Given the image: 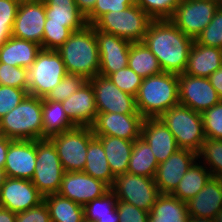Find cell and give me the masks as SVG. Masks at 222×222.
<instances>
[{
  "label": "cell",
  "mask_w": 222,
  "mask_h": 222,
  "mask_svg": "<svg viewBox=\"0 0 222 222\" xmlns=\"http://www.w3.org/2000/svg\"><path fill=\"white\" fill-rule=\"evenodd\" d=\"M28 94V89L0 85V119L15 108Z\"/></svg>",
  "instance_id": "obj_46"
},
{
  "label": "cell",
  "mask_w": 222,
  "mask_h": 222,
  "mask_svg": "<svg viewBox=\"0 0 222 222\" xmlns=\"http://www.w3.org/2000/svg\"><path fill=\"white\" fill-rule=\"evenodd\" d=\"M43 1L45 2V23L65 24L73 32L88 25L85 16L79 11L74 0Z\"/></svg>",
  "instance_id": "obj_25"
},
{
  "label": "cell",
  "mask_w": 222,
  "mask_h": 222,
  "mask_svg": "<svg viewBox=\"0 0 222 222\" xmlns=\"http://www.w3.org/2000/svg\"><path fill=\"white\" fill-rule=\"evenodd\" d=\"M101 143L106 154L112 174L127 173L134 141L113 136H95Z\"/></svg>",
  "instance_id": "obj_27"
},
{
  "label": "cell",
  "mask_w": 222,
  "mask_h": 222,
  "mask_svg": "<svg viewBox=\"0 0 222 222\" xmlns=\"http://www.w3.org/2000/svg\"><path fill=\"white\" fill-rule=\"evenodd\" d=\"M108 78L123 92L137 96L143 78L139 76L129 66L118 70L108 76Z\"/></svg>",
  "instance_id": "obj_42"
},
{
  "label": "cell",
  "mask_w": 222,
  "mask_h": 222,
  "mask_svg": "<svg viewBox=\"0 0 222 222\" xmlns=\"http://www.w3.org/2000/svg\"><path fill=\"white\" fill-rule=\"evenodd\" d=\"M206 138L222 140V100L201 113Z\"/></svg>",
  "instance_id": "obj_43"
},
{
  "label": "cell",
  "mask_w": 222,
  "mask_h": 222,
  "mask_svg": "<svg viewBox=\"0 0 222 222\" xmlns=\"http://www.w3.org/2000/svg\"><path fill=\"white\" fill-rule=\"evenodd\" d=\"M36 162V140L9 139L4 165L5 177L31 180Z\"/></svg>",
  "instance_id": "obj_20"
},
{
  "label": "cell",
  "mask_w": 222,
  "mask_h": 222,
  "mask_svg": "<svg viewBox=\"0 0 222 222\" xmlns=\"http://www.w3.org/2000/svg\"><path fill=\"white\" fill-rule=\"evenodd\" d=\"M136 99L137 111L145 118H159L179 104L178 75L161 72L143 78Z\"/></svg>",
  "instance_id": "obj_3"
},
{
  "label": "cell",
  "mask_w": 222,
  "mask_h": 222,
  "mask_svg": "<svg viewBox=\"0 0 222 222\" xmlns=\"http://www.w3.org/2000/svg\"><path fill=\"white\" fill-rule=\"evenodd\" d=\"M110 187L99 179L82 172H64L58 194L82 206L102 197Z\"/></svg>",
  "instance_id": "obj_16"
},
{
  "label": "cell",
  "mask_w": 222,
  "mask_h": 222,
  "mask_svg": "<svg viewBox=\"0 0 222 222\" xmlns=\"http://www.w3.org/2000/svg\"><path fill=\"white\" fill-rule=\"evenodd\" d=\"M0 85L20 89L28 88V71L25 67H12L0 63Z\"/></svg>",
  "instance_id": "obj_44"
},
{
  "label": "cell",
  "mask_w": 222,
  "mask_h": 222,
  "mask_svg": "<svg viewBox=\"0 0 222 222\" xmlns=\"http://www.w3.org/2000/svg\"><path fill=\"white\" fill-rule=\"evenodd\" d=\"M141 114L98 113L91 126L95 136H113L135 141L141 136Z\"/></svg>",
  "instance_id": "obj_17"
},
{
  "label": "cell",
  "mask_w": 222,
  "mask_h": 222,
  "mask_svg": "<svg viewBox=\"0 0 222 222\" xmlns=\"http://www.w3.org/2000/svg\"><path fill=\"white\" fill-rule=\"evenodd\" d=\"M94 137L91 127L77 126L50 138L65 172L83 171L89 142Z\"/></svg>",
  "instance_id": "obj_9"
},
{
  "label": "cell",
  "mask_w": 222,
  "mask_h": 222,
  "mask_svg": "<svg viewBox=\"0 0 222 222\" xmlns=\"http://www.w3.org/2000/svg\"><path fill=\"white\" fill-rule=\"evenodd\" d=\"M21 0H0V48L12 37V29Z\"/></svg>",
  "instance_id": "obj_38"
},
{
  "label": "cell",
  "mask_w": 222,
  "mask_h": 222,
  "mask_svg": "<svg viewBox=\"0 0 222 222\" xmlns=\"http://www.w3.org/2000/svg\"><path fill=\"white\" fill-rule=\"evenodd\" d=\"M198 160L211 172L212 177L222 180V140L206 138L198 152Z\"/></svg>",
  "instance_id": "obj_36"
},
{
  "label": "cell",
  "mask_w": 222,
  "mask_h": 222,
  "mask_svg": "<svg viewBox=\"0 0 222 222\" xmlns=\"http://www.w3.org/2000/svg\"><path fill=\"white\" fill-rule=\"evenodd\" d=\"M73 31L65 24L45 23L42 49L58 50L71 36Z\"/></svg>",
  "instance_id": "obj_39"
},
{
  "label": "cell",
  "mask_w": 222,
  "mask_h": 222,
  "mask_svg": "<svg viewBox=\"0 0 222 222\" xmlns=\"http://www.w3.org/2000/svg\"><path fill=\"white\" fill-rule=\"evenodd\" d=\"M158 161L150 145L141 137L134 141L127 172L139 176L155 178Z\"/></svg>",
  "instance_id": "obj_32"
},
{
  "label": "cell",
  "mask_w": 222,
  "mask_h": 222,
  "mask_svg": "<svg viewBox=\"0 0 222 222\" xmlns=\"http://www.w3.org/2000/svg\"><path fill=\"white\" fill-rule=\"evenodd\" d=\"M45 21V2L43 0H21L17 9L12 36L33 41L41 45L42 48Z\"/></svg>",
  "instance_id": "obj_14"
},
{
  "label": "cell",
  "mask_w": 222,
  "mask_h": 222,
  "mask_svg": "<svg viewBox=\"0 0 222 222\" xmlns=\"http://www.w3.org/2000/svg\"><path fill=\"white\" fill-rule=\"evenodd\" d=\"M44 201L31 180L5 177L0 187V206L13 213L24 212Z\"/></svg>",
  "instance_id": "obj_15"
},
{
  "label": "cell",
  "mask_w": 222,
  "mask_h": 222,
  "mask_svg": "<svg viewBox=\"0 0 222 222\" xmlns=\"http://www.w3.org/2000/svg\"><path fill=\"white\" fill-rule=\"evenodd\" d=\"M28 71V94L45 98L66 76L64 62L56 50L42 49Z\"/></svg>",
  "instance_id": "obj_7"
},
{
  "label": "cell",
  "mask_w": 222,
  "mask_h": 222,
  "mask_svg": "<svg viewBox=\"0 0 222 222\" xmlns=\"http://www.w3.org/2000/svg\"><path fill=\"white\" fill-rule=\"evenodd\" d=\"M69 119L79 127H91L98 114L92 84L87 80L76 92L62 101Z\"/></svg>",
  "instance_id": "obj_21"
},
{
  "label": "cell",
  "mask_w": 222,
  "mask_h": 222,
  "mask_svg": "<svg viewBox=\"0 0 222 222\" xmlns=\"http://www.w3.org/2000/svg\"><path fill=\"white\" fill-rule=\"evenodd\" d=\"M82 172L103 181L110 188L114 184L115 176L112 174L107 162L102 143L96 137L89 142L86 164Z\"/></svg>",
  "instance_id": "obj_30"
},
{
  "label": "cell",
  "mask_w": 222,
  "mask_h": 222,
  "mask_svg": "<svg viewBox=\"0 0 222 222\" xmlns=\"http://www.w3.org/2000/svg\"><path fill=\"white\" fill-rule=\"evenodd\" d=\"M190 216L215 218L222 210V180L212 177L197 195L186 202Z\"/></svg>",
  "instance_id": "obj_23"
},
{
  "label": "cell",
  "mask_w": 222,
  "mask_h": 222,
  "mask_svg": "<svg viewBox=\"0 0 222 222\" xmlns=\"http://www.w3.org/2000/svg\"><path fill=\"white\" fill-rule=\"evenodd\" d=\"M198 160V153L189 149H178L165 162L158 165L155 183L160 194H171L184 174Z\"/></svg>",
  "instance_id": "obj_19"
},
{
  "label": "cell",
  "mask_w": 222,
  "mask_h": 222,
  "mask_svg": "<svg viewBox=\"0 0 222 222\" xmlns=\"http://www.w3.org/2000/svg\"><path fill=\"white\" fill-rule=\"evenodd\" d=\"M36 161L33 185L44 197L58 193L65 171L50 139L36 140Z\"/></svg>",
  "instance_id": "obj_8"
},
{
  "label": "cell",
  "mask_w": 222,
  "mask_h": 222,
  "mask_svg": "<svg viewBox=\"0 0 222 222\" xmlns=\"http://www.w3.org/2000/svg\"><path fill=\"white\" fill-rule=\"evenodd\" d=\"M4 179H5L4 168L0 167V187L3 185Z\"/></svg>",
  "instance_id": "obj_54"
},
{
  "label": "cell",
  "mask_w": 222,
  "mask_h": 222,
  "mask_svg": "<svg viewBox=\"0 0 222 222\" xmlns=\"http://www.w3.org/2000/svg\"><path fill=\"white\" fill-rule=\"evenodd\" d=\"M159 119L173 134L179 148L196 153L201 150L206 139L201 113L178 104L165 111Z\"/></svg>",
  "instance_id": "obj_5"
},
{
  "label": "cell",
  "mask_w": 222,
  "mask_h": 222,
  "mask_svg": "<svg viewBox=\"0 0 222 222\" xmlns=\"http://www.w3.org/2000/svg\"><path fill=\"white\" fill-rule=\"evenodd\" d=\"M221 67L222 49L204 46L194 40L184 73L209 78L212 73Z\"/></svg>",
  "instance_id": "obj_24"
},
{
  "label": "cell",
  "mask_w": 222,
  "mask_h": 222,
  "mask_svg": "<svg viewBox=\"0 0 222 222\" xmlns=\"http://www.w3.org/2000/svg\"><path fill=\"white\" fill-rule=\"evenodd\" d=\"M188 222H215L214 218H200L190 216Z\"/></svg>",
  "instance_id": "obj_53"
},
{
  "label": "cell",
  "mask_w": 222,
  "mask_h": 222,
  "mask_svg": "<svg viewBox=\"0 0 222 222\" xmlns=\"http://www.w3.org/2000/svg\"><path fill=\"white\" fill-rule=\"evenodd\" d=\"M56 51L64 62L67 74L80 75L86 80L99 74L100 56L94 25L74 31Z\"/></svg>",
  "instance_id": "obj_2"
},
{
  "label": "cell",
  "mask_w": 222,
  "mask_h": 222,
  "mask_svg": "<svg viewBox=\"0 0 222 222\" xmlns=\"http://www.w3.org/2000/svg\"><path fill=\"white\" fill-rule=\"evenodd\" d=\"M195 41L204 46L222 49V5Z\"/></svg>",
  "instance_id": "obj_40"
},
{
  "label": "cell",
  "mask_w": 222,
  "mask_h": 222,
  "mask_svg": "<svg viewBox=\"0 0 222 222\" xmlns=\"http://www.w3.org/2000/svg\"><path fill=\"white\" fill-rule=\"evenodd\" d=\"M179 104L203 113L221 101L209 78L178 75Z\"/></svg>",
  "instance_id": "obj_13"
},
{
  "label": "cell",
  "mask_w": 222,
  "mask_h": 222,
  "mask_svg": "<svg viewBox=\"0 0 222 222\" xmlns=\"http://www.w3.org/2000/svg\"><path fill=\"white\" fill-rule=\"evenodd\" d=\"M17 214L0 206V222H16Z\"/></svg>",
  "instance_id": "obj_52"
},
{
  "label": "cell",
  "mask_w": 222,
  "mask_h": 222,
  "mask_svg": "<svg viewBox=\"0 0 222 222\" xmlns=\"http://www.w3.org/2000/svg\"><path fill=\"white\" fill-rule=\"evenodd\" d=\"M181 0H135L153 20L170 19Z\"/></svg>",
  "instance_id": "obj_37"
},
{
  "label": "cell",
  "mask_w": 222,
  "mask_h": 222,
  "mask_svg": "<svg viewBox=\"0 0 222 222\" xmlns=\"http://www.w3.org/2000/svg\"><path fill=\"white\" fill-rule=\"evenodd\" d=\"M116 206L117 198L110 189L102 197L96 198L83 206L84 219L89 222H119Z\"/></svg>",
  "instance_id": "obj_34"
},
{
  "label": "cell",
  "mask_w": 222,
  "mask_h": 222,
  "mask_svg": "<svg viewBox=\"0 0 222 222\" xmlns=\"http://www.w3.org/2000/svg\"><path fill=\"white\" fill-rule=\"evenodd\" d=\"M140 137L150 145L158 164L180 149L173 134L159 118H145Z\"/></svg>",
  "instance_id": "obj_22"
},
{
  "label": "cell",
  "mask_w": 222,
  "mask_h": 222,
  "mask_svg": "<svg viewBox=\"0 0 222 222\" xmlns=\"http://www.w3.org/2000/svg\"><path fill=\"white\" fill-rule=\"evenodd\" d=\"M86 81L83 76L66 74L61 82L46 95L45 99L62 102L76 92Z\"/></svg>",
  "instance_id": "obj_41"
},
{
  "label": "cell",
  "mask_w": 222,
  "mask_h": 222,
  "mask_svg": "<svg viewBox=\"0 0 222 222\" xmlns=\"http://www.w3.org/2000/svg\"><path fill=\"white\" fill-rule=\"evenodd\" d=\"M95 36L100 56V75L108 77L110 74L128 66L131 42L98 30L96 27Z\"/></svg>",
  "instance_id": "obj_18"
},
{
  "label": "cell",
  "mask_w": 222,
  "mask_h": 222,
  "mask_svg": "<svg viewBox=\"0 0 222 222\" xmlns=\"http://www.w3.org/2000/svg\"><path fill=\"white\" fill-rule=\"evenodd\" d=\"M42 98L27 94L0 119V135L11 140L42 139Z\"/></svg>",
  "instance_id": "obj_4"
},
{
  "label": "cell",
  "mask_w": 222,
  "mask_h": 222,
  "mask_svg": "<svg viewBox=\"0 0 222 222\" xmlns=\"http://www.w3.org/2000/svg\"><path fill=\"white\" fill-rule=\"evenodd\" d=\"M81 222H89L88 220H86V219H83Z\"/></svg>",
  "instance_id": "obj_56"
},
{
  "label": "cell",
  "mask_w": 222,
  "mask_h": 222,
  "mask_svg": "<svg viewBox=\"0 0 222 222\" xmlns=\"http://www.w3.org/2000/svg\"><path fill=\"white\" fill-rule=\"evenodd\" d=\"M211 85L215 88L219 98L222 100V67L209 76Z\"/></svg>",
  "instance_id": "obj_49"
},
{
  "label": "cell",
  "mask_w": 222,
  "mask_h": 222,
  "mask_svg": "<svg viewBox=\"0 0 222 222\" xmlns=\"http://www.w3.org/2000/svg\"><path fill=\"white\" fill-rule=\"evenodd\" d=\"M135 4V0H96L93 10L85 17L88 25H93L102 15L110 11H124Z\"/></svg>",
  "instance_id": "obj_45"
},
{
  "label": "cell",
  "mask_w": 222,
  "mask_h": 222,
  "mask_svg": "<svg viewBox=\"0 0 222 222\" xmlns=\"http://www.w3.org/2000/svg\"><path fill=\"white\" fill-rule=\"evenodd\" d=\"M42 120V139H50L77 127L64 112L61 102L47 101L45 98H42Z\"/></svg>",
  "instance_id": "obj_29"
},
{
  "label": "cell",
  "mask_w": 222,
  "mask_h": 222,
  "mask_svg": "<svg viewBox=\"0 0 222 222\" xmlns=\"http://www.w3.org/2000/svg\"><path fill=\"white\" fill-rule=\"evenodd\" d=\"M44 201L51 222H81L84 219L83 206L58 193L45 196Z\"/></svg>",
  "instance_id": "obj_33"
},
{
  "label": "cell",
  "mask_w": 222,
  "mask_h": 222,
  "mask_svg": "<svg viewBox=\"0 0 222 222\" xmlns=\"http://www.w3.org/2000/svg\"><path fill=\"white\" fill-rule=\"evenodd\" d=\"M16 222H51L45 201L24 212L17 213Z\"/></svg>",
  "instance_id": "obj_48"
},
{
  "label": "cell",
  "mask_w": 222,
  "mask_h": 222,
  "mask_svg": "<svg viewBox=\"0 0 222 222\" xmlns=\"http://www.w3.org/2000/svg\"><path fill=\"white\" fill-rule=\"evenodd\" d=\"M128 66L142 78H147L162 72L156 56L143 42L131 43Z\"/></svg>",
  "instance_id": "obj_35"
},
{
  "label": "cell",
  "mask_w": 222,
  "mask_h": 222,
  "mask_svg": "<svg viewBox=\"0 0 222 222\" xmlns=\"http://www.w3.org/2000/svg\"><path fill=\"white\" fill-rule=\"evenodd\" d=\"M8 148H9V139L3 135H0V167L1 168H4Z\"/></svg>",
  "instance_id": "obj_51"
},
{
  "label": "cell",
  "mask_w": 222,
  "mask_h": 222,
  "mask_svg": "<svg viewBox=\"0 0 222 222\" xmlns=\"http://www.w3.org/2000/svg\"><path fill=\"white\" fill-rule=\"evenodd\" d=\"M186 202L171 194H160L149 212L148 222H188Z\"/></svg>",
  "instance_id": "obj_28"
},
{
  "label": "cell",
  "mask_w": 222,
  "mask_h": 222,
  "mask_svg": "<svg viewBox=\"0 0 222 222\" xmlns=\"http://www.w3.org/2000/svg\"><path fill=\"white\" fill-rule=\"evenodd\" d=\"M41 50V45L33 41L18 39L12 36L0 48V63L28 69L34 63L37 54Z\"/></svg>",
  "instance_id": "obj_26"
},
{
  "label": "cell",
  "mask_w": 222,
  "mask_h": 222,
  "mask_svg": "<svg viewBox=\"0 0 222 222\" xmlns=\"http://www.w3.org/2000/svg\"><path fill=\"white\" fill-rule=\"evenodd\" d=\"M79 11L86 17L94 8L96 0H74Z\"/></svg>",
  "instance_id": "obj_50"
},
{
  "label": "cell",
  "mask_w": 222,
  "mask_h": 222,
  "mask_svg": "<svg viewBox=\"0 0 222 222\" xmlns=\"http://www.w3.org/2000/svg\"><path fill=\"white\" fill-rule=\"evenodd\" d=\"M119 222H148L149 212L135 207L131 203L117 201Z\"/></svg>",
  "instance_id": "obj_47"
},
{
  "label": "cell",
  "mask_w": 222,
  "mask_h": 222,
  "mask_svg": "<svg viewBox=\"0 0 222 222\" xmlns=\"http://www.w3.org/2000/svg\"><path fill=\"white\" fill-rule=\"evenodd\" d=\"M221 5L222 0H181L170 21L195 40Z\"/></svg>",
  "instance_id": "obj_10"
},
{
  "label": "cell",
  "mask_w": 222,
  "mask_h": 222,
  "mask_svg": "<svg viewBox=\"0 0 222 222\" xmlns=\"http://www.w3.org/2000/svg\"><path fill=\"white\" fill-rule=\"evenodd\" d=\"M215 219V222H222V210H220L216 217L214 218Z\"/></svg>",
  "instance_id": "obj_55"
},
{
  "label": "cell",
  "mask_w": 222,
  "mask_h": 222,
  "mask_svg": "<svg viewBox=\"0 0 222 222\" xmlns=\"http://www.w3.org/2000/svg\"><path fill=\"white\" fill-rule=\"evenodd\" d=\"M211 178V172L197 160L184 174L171 195L181 201L187 202L189 199L195 197Z\"/></svg>",
  "instance_id": "obj_31"
},
{
  "label": "cell",
  "mask_w": 222,
  "mask_h": 222,
  "mask_svg": "<svg viewBox=\"0 0 222 222\" xmlns=\"http://www.w3.org/2000/svg\"><path fill=\"white\" fill-rule=\"evenodd\" d=\"M110 189L115 193L117 201L131 203L148 212L160 195L154 178L128 172L117 175Z\"/></svg>",
  "instance_id": "obj_11"
},
{
  "label": "cell",
  "mask_w": 222,
  "mask_h": 222,
  "mask_svg": "<svg viewBox=\"0 0 222 222\" xmlns=\"http://www.w3.org/2000/svg\"><path fill=\"white\" fill-rule=\"evenodd\" d=\"M151 19L136 3L124 11H110L102 15L93 25L131 43L143 42Z\"/></svg>",
  "instance_id": "obj_6"
},
{
  "label": "cell",
  "mask_w": 222,
  "mask_h": 222,
  "mask_svg": "<svg viewBox=\"0 0 222 222\" xmlns=\"http://www.w3.org/2000/svg\"><path fill=\"white\" fill-rule=\"evenodd\" d=\"M88 81L94 89L98 113L140 114L135 97L121 91L108 77L98 74Z\"/></svg>",
  "instance_id": "obj_12"
},
{
  "label": "cell",
  "mask_w": 222,
  "mask_h": 222,
  "mask_svg": "<svg viewBox=\"0 0 222 222\" xmlns=\"http://www.w3.org/2000/svg\"><path fill=\"white\" fill-rule=\"evenodd\" d=\"M194 39L185 35L170 19L152 20L143 44L156 56L163 72L183 74Z\"/></svg>",
  "instance_id": "obj_1"
}]
</instances>
